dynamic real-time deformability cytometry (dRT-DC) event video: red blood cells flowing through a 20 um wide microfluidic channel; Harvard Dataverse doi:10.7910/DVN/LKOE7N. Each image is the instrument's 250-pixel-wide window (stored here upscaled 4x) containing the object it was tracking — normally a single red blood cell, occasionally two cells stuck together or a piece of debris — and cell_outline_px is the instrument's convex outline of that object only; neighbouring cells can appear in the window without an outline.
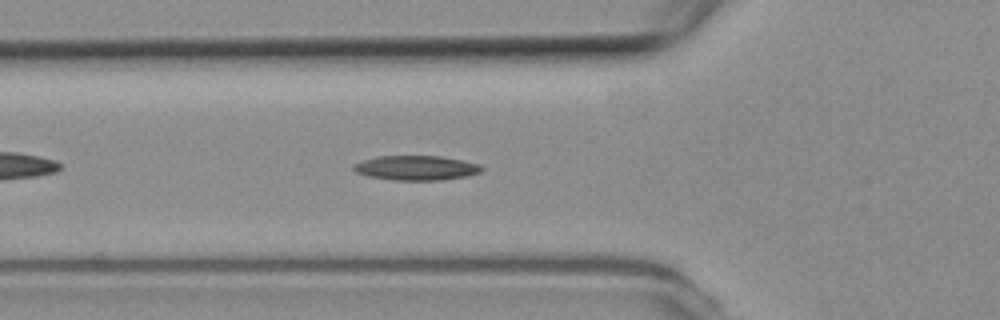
{"species": "common noctule bat (a hibernating species)", "species_latin": "Nyctalus noctula", "temperature_condition": "room temperature", "stored_images_in_passage": 43, "camera_frame_rate_fps": 3000, "um_per_image_px": 0.085, "animal": {"sex": "female", "body_mass_g": 19.3, "forearm_length_mm": 54.1}, "frame": {"image": 1, "passage_image": 7, "time_ms": 2.0, "image_size_px": [1000, 320], "cell_outline_px": [[484, 168], [480, 172], [468, 176], [444, 180], [392, 180], [368, 176], [356, 172], [352, 168], [352, 164], [376, 156], [440, 156], [480, 164]], "centroid_in_image_um": [35.37, 14.27], "position_along_channel_um": 90.4, "area_um2": 18.44}}
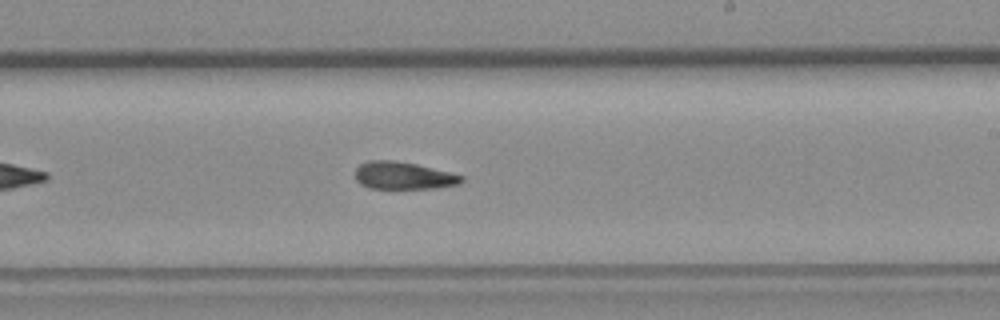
{"frame": {"image": 2, "passage_image": 20, "time_ms": 6.333, "image_size_px": [1000, 320], "cell_outline_px": [[464, 180], [460, 184], [432, 188], [368, 188], [360, 184], [356, 180], [356, 168], [360, 164], [368, 160], [392, 160], [416, 164], [464, 176]], "centroid_in_image_um": [34.26, 14.92], "position_along_channel_um": 254.7, "area_um2": 16.88}}
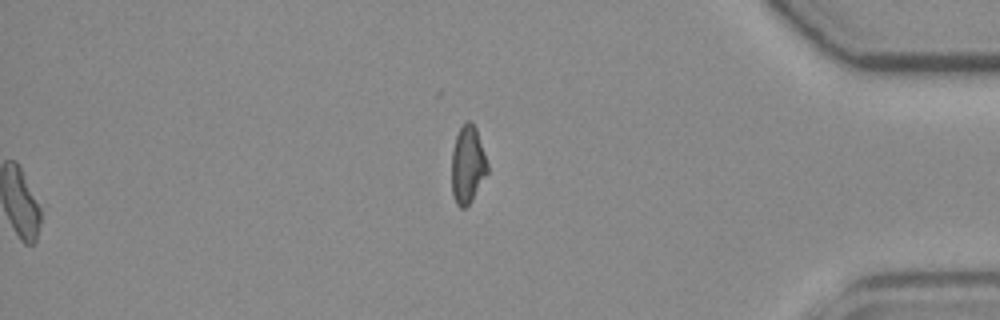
{"frame": {"image": 3, "passage_image": 43, "time_ms": 14.0, "image_size_px": [1000, 320], "cell_outline_px": [[488, 172], [468, 204], [464, 208], [460, 208], [456, 204], [452, 192], [452, 152], [456, 136], [460, 128], [468, 120], [472, 120], [476, 128], [488, 164]], "centroid_in_image_um": [39.74, 13.97], "position_along_channel_um": 395.5, "area_um2": 15.95}, "authors_computed_cell_mechanics": {"area_um2": 17.4556, "velocity_mm_per_s": 3.7873, "shape_relaxation_time_tau1_ms": null, "shape_relaxation_time_tau2_ms": 5.7965, "deformation_change_tau1": null, "deformation_change_tau2": 0.1448}}